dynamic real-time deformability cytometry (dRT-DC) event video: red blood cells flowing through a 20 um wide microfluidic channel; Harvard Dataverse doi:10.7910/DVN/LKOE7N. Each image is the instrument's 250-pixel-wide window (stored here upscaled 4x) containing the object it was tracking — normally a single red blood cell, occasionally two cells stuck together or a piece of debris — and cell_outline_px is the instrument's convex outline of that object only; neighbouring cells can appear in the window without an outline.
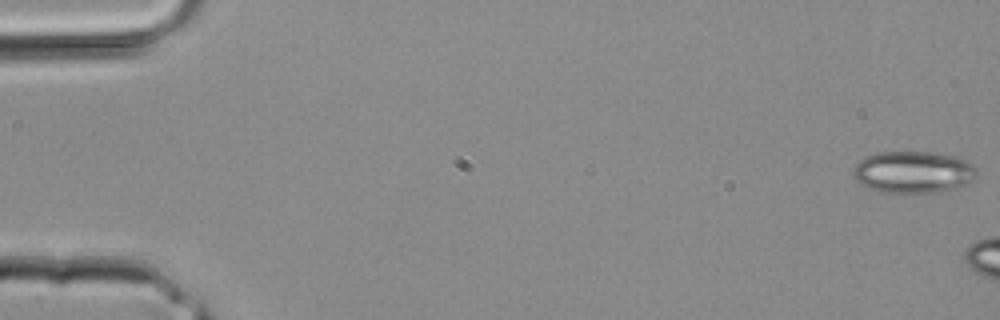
{"species": "common noctule bat (a hibernating species)", "species_latin": "Nyctalus noctula", "temperature_condition": "room temperature", "stored_images_in_passage": 10, "camera_frame_rate_fps": 3000, "um_per_image_px": 0.085, "animal": {"sex": "male", "body_mass_g": 20.4}, "frame": {"image": 1, "passage_image": 1, "time_ms": 0.0, "image_size_px": [1000, 320], "cell_outline_px": [[976, 176], [972, 180], [964, 184], [952, 188], [936, 192], [904, 196], [884, 192], [872, 188], [856, 180], [856, 160], [864, 156], [876, 152], [928, 152], [952, 156], [964, 160], [972, 164], [976, 168]], "centroid_in_image_um": [77.61, 14.65], "position_along_channel_um": 7.4, "area_um2": 30.23}}